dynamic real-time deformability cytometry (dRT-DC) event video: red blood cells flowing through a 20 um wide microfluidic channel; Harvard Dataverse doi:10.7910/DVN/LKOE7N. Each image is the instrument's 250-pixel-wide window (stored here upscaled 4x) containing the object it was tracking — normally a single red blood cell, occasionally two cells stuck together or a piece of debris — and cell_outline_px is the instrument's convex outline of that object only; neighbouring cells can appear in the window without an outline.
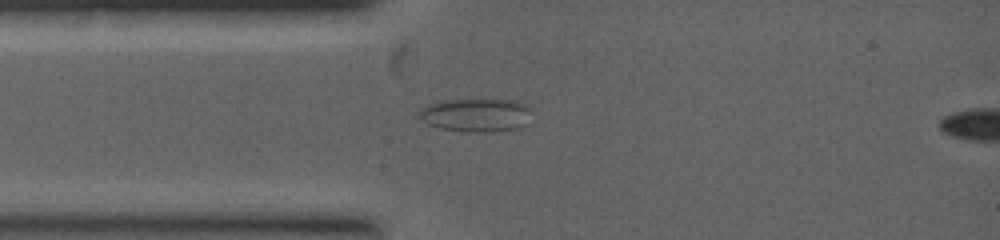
{"species": "common noctule bat (a hibernating species)", "species_latin": "Nyctalus noctula", "temperature_condition": "warm", "stored_images_in_passage": 2, "camera_frame_rate_fps": 5000, "um_per_image_px": 0.085, "animal": {"sex": "female", "body_mass_g": 19.0, "forearm_length_mm": 53.3}, "frame": {"image": 1, "passage_image": 2, "time_ms": 0.4, "image_size_px": [1000, 240], "cell_outline_px": [[528, 124], [520, 128], [492, 132], [464, 132], [440, 128], [428, 124], [420, 116], [420, 108], [444, 100], [516, 100], [528, 104]], "centroid_in_image_um": [40.51, 9.79], "position_along_channel_um": 44.5, "area_um2": 21.79}}